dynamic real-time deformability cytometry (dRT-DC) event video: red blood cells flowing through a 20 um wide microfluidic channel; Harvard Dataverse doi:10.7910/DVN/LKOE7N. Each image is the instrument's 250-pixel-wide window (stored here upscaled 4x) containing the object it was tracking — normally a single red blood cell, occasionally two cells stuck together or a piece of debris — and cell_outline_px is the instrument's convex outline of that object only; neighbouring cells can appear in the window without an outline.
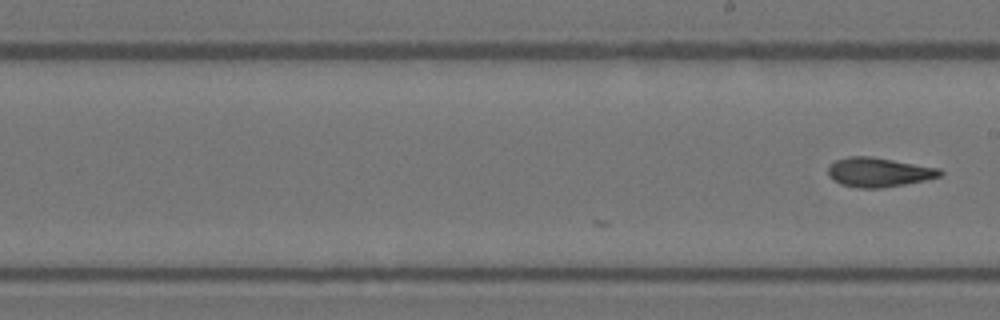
{"species": "Egyptian fruit bat (a non-hibernating species)", "species_latin": "Rousettus aegyptiacus", "temperature_condition": "warm", "stored_images_in_passage": 14, "camera_frame_rate_fps": 3000, "um_per_image_px": 0.085, "animal": {"sex": "female"}, "frame": {"image": 1, "passage_image": 14, "time_ms": 4.333, "image_size_px": [1000, 320], "cell_outline_px": [[944, 172], [940, 176], [924, 180], [904, 184], [880, 188], [860, 188], [840, 184], [832, 180], [828, 176], [828, 164], [836, 160], [848, 156], [872, 156], [940, 168]], "centroid_in_image_um": [74.66, 14.63], "position_along_channel_um": 214.3, "area_um2": 19.25}}